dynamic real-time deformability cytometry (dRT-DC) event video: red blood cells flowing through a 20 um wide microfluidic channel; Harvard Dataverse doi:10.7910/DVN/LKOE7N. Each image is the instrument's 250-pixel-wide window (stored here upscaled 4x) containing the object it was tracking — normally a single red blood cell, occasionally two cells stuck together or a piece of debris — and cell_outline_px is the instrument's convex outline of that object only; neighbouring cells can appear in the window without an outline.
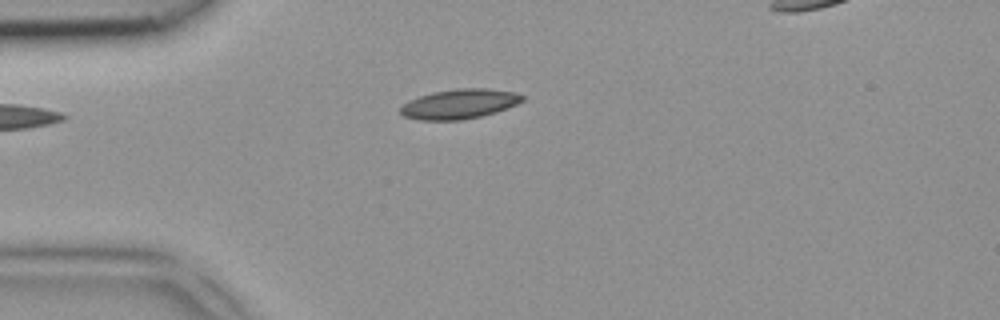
{"species": "common noctule bat (a hibernating species)", "species_latin": "Nyctalus noctula", "temperature_condition": "room temperature", "stored_images_in_passage": 3, "camera_frame_rate_fps": 3000, "um_per_image_px": 0.085, "animal": {"sex": "female", "body_mass_g": 18.4}, "frame": {"image": 1, "passage_image": 2, "time_ms": 0.333, "image_size_px": [1000, 320], "cell_outline_px": [[524, 100], [516, 104], [496, 112], [480, 116], [460, 120], [416, 120], [404, 116], [400, 112], [400, 108], [404, 104], [420, 96], [432, 92], [456, 88], [484, 88], [512, 92], [524, 96]], "centroid_in_image_um": [39.03, 8.84], "position_along_channel_um": 46.0, "area_um2": 20.87}}